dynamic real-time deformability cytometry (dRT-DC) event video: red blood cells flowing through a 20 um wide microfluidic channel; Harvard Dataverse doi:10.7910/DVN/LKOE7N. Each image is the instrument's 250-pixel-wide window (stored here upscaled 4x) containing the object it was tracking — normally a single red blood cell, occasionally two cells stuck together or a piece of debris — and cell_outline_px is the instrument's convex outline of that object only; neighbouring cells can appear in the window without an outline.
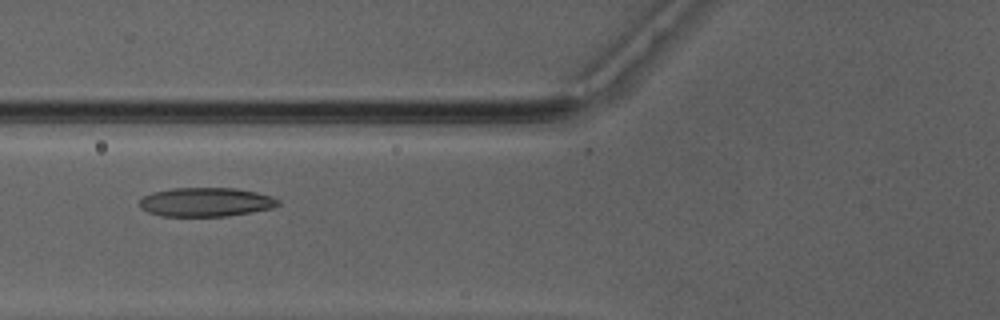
{"species": "Egyptian fruit bat (a non-hibernating species)", "species_latin": "Rousettus aegyptiacus", "temperature_condition": "warm", "stored_images_in_passage": 31, "camera_frame_rate_fps": 3000, "um_per_image_px": 0.085, "animal": {"sex": "male"}, "frame": {"image": 1, "passage_image": 3, "time_ms": 0.667, "image_size_px": [1000, 320], "cell_outline_px": [[280, 204], [272, 208], [252, 212], [228, 216], [160, 216], [148, 212], [140, 208], [140, 200], [144, 196], [152, 192], [172, 188], [236, 188], [256, 192], [272, 196], [280, 200]], "centroid_in_image_um": [17.51, 17.18], "position_along_channel_um": 108.3, "area_um2": 23.52}}
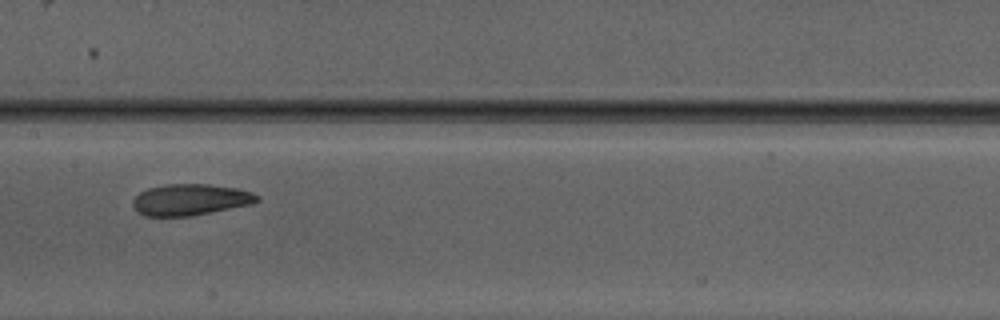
{"frame": {"image": 2, "passage_image": 9, "time_ms": 2.667, "image_size_px": [1000, 320], "cell_outline_px": [[260, 200], [252, 204], [192, 216], [144, 216], [132, 204], [132, 200], [140, 192], [148, 188], [168, 184], [208, 184], [236, 188], [252, 192], [260, 196]], "centroid_in_image_um": [16.21, 16.97], "position_along_channel_um": 191.2, "area_um2": 22.66}}
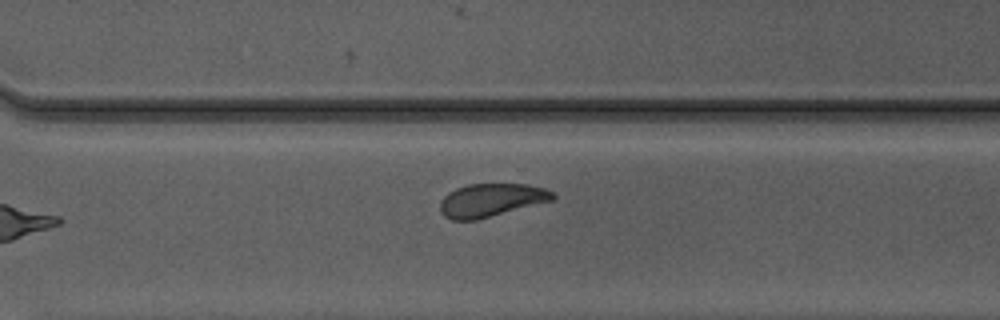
{"frame": {"image": 3, "passage_image": 19, "time_ms": 6.0, "image_size_px": [1000, 320], "cell_outline_px": [[556, 200], [476, 220], [452, 220], [444, 216], [440, 212], [440, 200], [448, 192], [456, 188], [468, 184], [528, 184], [544, 188], [552, 192], [556, 196]], "centroid_in_image_um": [41.76, 17.01], "position_along_channel_um": 328.8, "area_um2": 22.02}, "authors_computed_cell_mechanics": {"area_um2": 21.675, "velocity_mm_per_s": 4.1386, "shape_relaxation_time_tau1_ms": 3.3338, "shape_relaxation_time_tau2_ms": 1.5047, "deformation_change_tau1": 0.0992, "deformation_change_tau2": 0.0665}}